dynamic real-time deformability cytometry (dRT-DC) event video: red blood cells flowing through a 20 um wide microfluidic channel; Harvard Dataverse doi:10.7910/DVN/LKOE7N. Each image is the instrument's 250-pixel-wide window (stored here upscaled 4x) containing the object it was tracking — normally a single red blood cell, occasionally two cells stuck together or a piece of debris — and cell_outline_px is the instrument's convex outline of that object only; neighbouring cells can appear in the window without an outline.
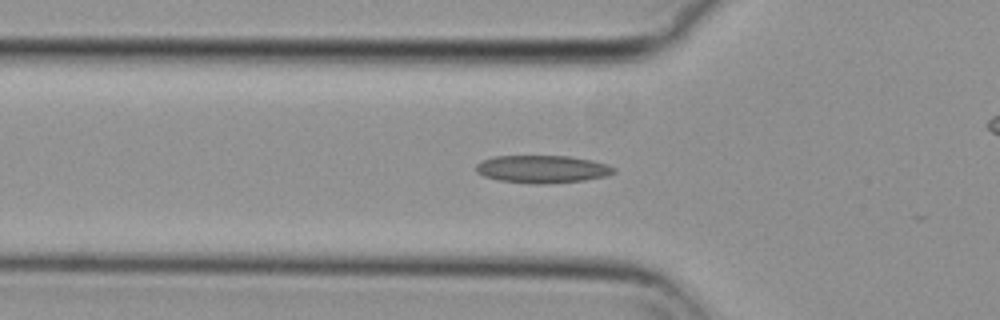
{"species": "common noctule bat (a hibernating species)", "species_latin": "Nyctalus noctula", "temperature_condition": "cold", "stored_images_in_passage": 43, "camera_frame_rate_fps": 3000, "um_per_image_px": 0.085, "animal": {"sex": "female", "body_mass_g": 29.2, "forearm_length_mm": 56.3}, "frame": {"image": 1, "passage_image": 18, "time_ms": 5.667, "image_size_px": [1000, 320], "cell_outline_px": [[616, 172], [608, 176], [584, 180], [548, 184], [532, 184], [496, 180], [484, 176], [476, 172], [476, 164], [492, 156], [568, 156], [592, 160], [608, 164], [616, 168]], "centroid_in_image_um": [46.12, 14.38], "position_along_channel_um": 79.7, "area_um2": 22.48}}
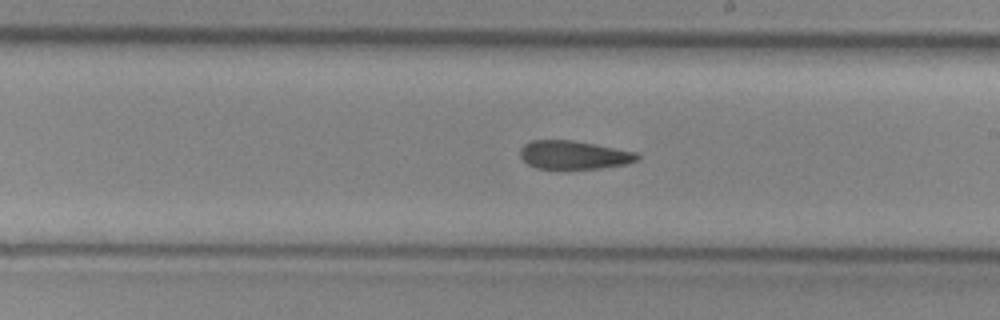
{"frame": {"image": 2, "passage_image": 31, "time_ms": 10.0, "image_size_px": [1000, 320], "cell_outline_px": [[640, 156], [636, 160], [628, 164], [600, 168], [568, 172], [536, 168], [528, 164], [520, 156], [520, 148], [524, 144], [532, 140], [572, 140], [636, 152]], "centroid_in_image_um": [48.74, 13.22], "position_along_channel_um": 240.3, "area_um2": 20.11}}
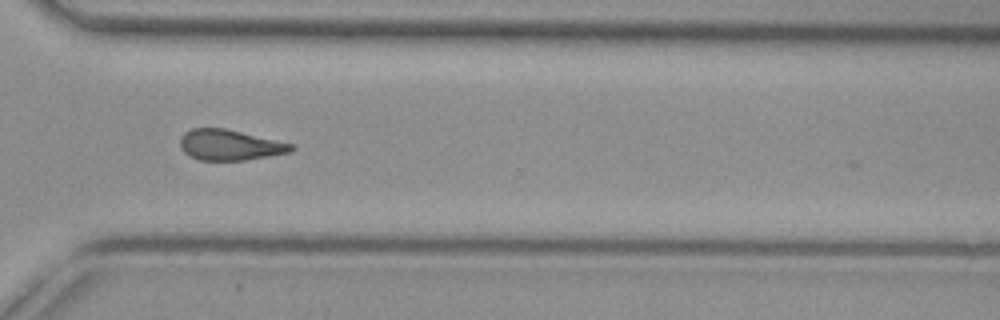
{"frame": {"image": 3, "passage_image": 40, "time_ms": 13.0, "image_size_px": [1000, 320], "cell_outline_px": [[296, 148], [292, 152], [244, 160], [200, 160], [184, 152], [180, 148], [180, 136], [184, 132], [192, 128], [224, 128], [292, 144]], "centroid_in_image_um": [19.51, 12.32], "position_along_channel_um": 351.1, "area_um2": 19.65}}